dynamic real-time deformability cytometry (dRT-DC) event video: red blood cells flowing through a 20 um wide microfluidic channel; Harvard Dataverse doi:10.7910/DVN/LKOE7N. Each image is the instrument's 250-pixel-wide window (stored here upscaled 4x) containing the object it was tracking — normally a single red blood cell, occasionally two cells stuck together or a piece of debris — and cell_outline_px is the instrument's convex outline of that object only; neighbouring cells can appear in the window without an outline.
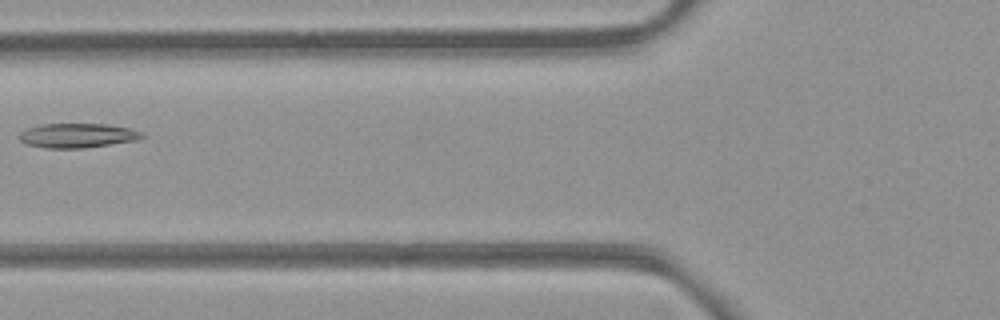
{"species": "common noctule bat (a hibernating species)", "species_latin": "Nyctalus noctula", "temperature_condition": "room temperature", "stored_images_in_passage": 3, "camera_frame_rate_fps": 3000, "um_per_image_px": 0.085, "animal": {"sex": "female", "body_mass_g": 21.9}, "frame": {"image": 1, "passage_image": 2, "time_ms": 0.333, "image_size_px": [1000, 320], "cell_outline_px": [[144, 136], [136, 140], [84, 148], [48, 148], [28, 144], [20, 140], [20, 132], [28, 128], [40, 124], [108, 124], [128, 128], [140, 132]], "centroid_in_image_um": [6.56, 11.51], "position_along_channel_um": 119.2, "area_um2": 17.17}}
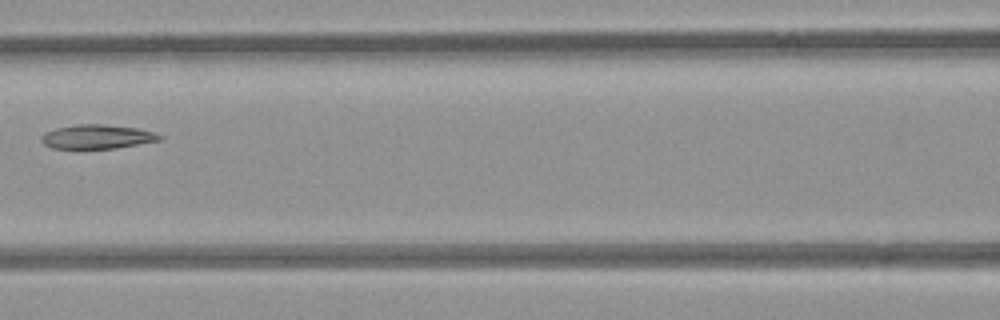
{"frame": {"image": 2, "passage_image": 3, "time_ms": 0.667, "image_size_px": [1000, 320], "cell_outline_px": [[164, 136], [160, 140], [112, 148], [52, 148], [44, 144], [40, 140], [40, 136], [44, 132], [56, 128], [76, 124], [104, 124], [136, 128], [152, 132]], "centroid_in_image_um": [8.19, 11.61], "position_along_channel_um": 158.4, "area_um2": 16.42}}